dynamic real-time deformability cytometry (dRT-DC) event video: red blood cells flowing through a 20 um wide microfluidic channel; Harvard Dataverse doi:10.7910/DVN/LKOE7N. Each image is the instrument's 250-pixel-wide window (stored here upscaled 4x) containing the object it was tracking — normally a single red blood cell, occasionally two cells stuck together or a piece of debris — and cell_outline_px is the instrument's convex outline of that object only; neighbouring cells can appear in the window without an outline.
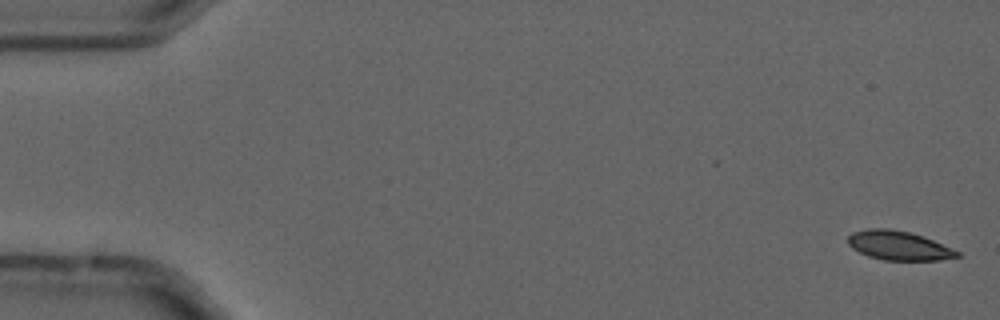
{"species": "common noctule bat (a hibernating species)", "species_latin": "Nyctalus noctula", "temperature_condition": "cold", "stored_images_in_passage": 4, "camera_frame_rate_fps": 3000, "um_per_image_px": 0.085, "animal": {"sex": "male", "forearm_length_mm": 52.5}, "frame": {"image": 1, "passage_image": 1, "time_ms": 0.0, "image_size_px": [1000, 320], "cell_outline_px": [[960, 256], [940, 260], [884, 260], [868, 256], [852, 248], [848, 244], [848, 236], [852, 232], [868, 228], [888, 228], [908, 232], [924, 236], [960, 252]], "centroid_in_image_um": [76.37, 20.87], "position_along_channel_um": 8.6, "area_um2": 18.5}}